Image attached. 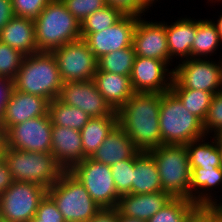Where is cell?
Wrapping results in <instances>:
<instances>
[{
    "instance_id": "6da1fadb",
    "label": "cell",
    "mask_w": 222,
    "mask_h": 222,
    "mask_svg": "<svg viewBox=\"0 0 222 222\" xmlns=\"http://www.w3.org/2000/svg\"><path fill=\"white\" fill-rule=\"evenodd\" d=\"M161 93H134L116 114L118 125L143 152L163 145L160 135Z\"/></svg>"
},
{
    "instance_id": "7a4b0ae2",
    "label": "cell",
    "mask_w": 222,
    "mask_h": 222,
    "mask_svg": "<svg viewBox=\"0 0 222 222\" xmlns=\"http://www.w3.org/2000/svg\"><path fill=\"white\" fill-rule=\"evenodd\" d=\"M38 52H52L81 39V23L61 0H50L34 20Z\"/></svg>"
},
{
    "instance_id": "3957f363",
    "label": "cell",
    "mask_w": 222,
    "mask_h": 222,
    "mask_svg": "<svg viewBox=\"0 0 222 222\" xmlns=\"http://www.w3.org/2000/svg\"><path fill=\"white\" fill-rule=\"evenodd\" d=\"M63 82L52 52H37L24 56L14 78L17 91L38 95L49 102L58 98Z\"/></svg>"
},
{
    "instance_id": "277c9868",
    "label": "cell",
    "mask_w": 222,
    "mask_h": 222,
    "mask_svg": "<svg viewBox=\"0 0 222 222\" xmlns=\"http://www.w3.org/2000/svg\"><path fill=\"white\" fill-rule=\"evenodd\" d=\"M159 123L165 145H186L206 136L203 122L191 114L171 90L161 93Z\"/></svg>"
},
{
    "instance_id": "5b68a950",
    "label": "cell",
    "mask_w": 222,
    "mask_h": 222,
    "mask_svg": "<svg viewBox=\"0 0 222 222\" xmlns=\"http://www.w3.org/2000/svg\"><path fill=\"white\" fill-rule=\"evenodd\" d=\"M3 159L9 166L13 181L33 182L49 189L56 183L64 169L52 153L30 152L5 146Z\"/></svg>"
},
{
    "instance_id": "8992f818",
    "label": "cell",
    "mask_w": 222,
    "mask_h": 222,
    "mask_svg": "<svg viewBox=\"0 0 222 222\" xmlns=\"http://www.w3.org/2000/svg\"><path fill=\"white\" fill-rule=\"evenodd\" d=\"M154 159L163 192L190 200L191 169L185 145H161L147 151Z\"/></svg>"
},
{
    "instance_id": "52a82bcc",
    "label": "cell",
    "mask_w": 222,
    "mask_h": 222,
    "mask_svg": "<svg viewBox=\"0 0 222 222\" xmlns=\"http://www.w3.org/2000/svg\"><path fill=\"white\" fill-rule=\"evenodd\" d=\"M65 222H88L101 207L91 198L84 185L70 171L47 189Z\"/></svg>"
},
{
    "instance_id": "ba28073f",
    "label": "cell",
    "mask_w": 222,
    "mask_h": 222,
    "mask_svg": "<svg viewBox=\"0 0 222 222\" xmlns=\"http://www.w3.org/2000/svg\"><path fill=\"white\" fill-rule=\"evenodd\" d=\"M184 59L173 69L170 89H194L218 93L222 91V59ZM216 62V63H215Z\"/></svg>"
},
{
    "instance_id": "9c48e42d",
    "label": "cell",
    "mask_w": 222,
    "mask_h": 222,
    "mask_svg": "<svg viewBox=\"0 0 222 222\" xmlns=\"http://www.w3.org/2000/svg\"><path fill=\"white\" fill-rule=\"evenodd\" d=\"M85 187L101 208L117 207L121 197L115 188L111 168L94 159L86 158L69 170Z\"/></svg>"
},
{
    "instance_id": "30bf717a",
    "label": "cell",
    "mask_w": 222,
    "mask_h": 222,
    "mask_svg": "<svg viewBox=\"0 0 222 222\" xmlns=\"http://www.w3.org/2000/svg\"><path fill=\"white\" fill-rule=\"evenodd\" d=\"M46 194L47 189L41 185L13 181L0 195V218L9 222H29Z\"/></svg>"
},
{
    "instance_id": "8fae6325",
    "label": "cell",
    "mask_w": 222,
    "mask_h": 222,
    "mask_svg": "<svg viewBox=\"0 0 222 222\" xmlns=\"http://www.w3.org/2000/svg\"><path fill=\"white\" fill-rule=\"evenodd\" d=\"M63 83L93 80L98 60L83 40L66 43L52 51Z\"/></svg>"
},
{
    "instance_id": "7c38bea8",
    "label": "cell",
    "mask_w": 222,
    "mask_h": 222,
    "mask_svg": "<svg viewBox=\"0 0 222 222\" xmlns=\"http://www.w3.org/2000/svg\"><path fill=\"white\" fill-rule=\"evenodd\" d=\"M6 147L51 153L52 122L48 114L12 126L5 133Z\"/></svg>"
},
{
    "instance_id": "4fadbf2b",
    "label": "cell",
    "mask_w": 222,
    "mask_h": 222,
    "mask_svg": "<svg viewBox=\"0 0 222 222\" xmlns=\"http://www.w3.org/2000/svg\"><path fill=\"white\" fill-rule=\"evenodd\" d=\"M137 16L124 15L118 22L96 33H81V39L87 44L98 60L116 50L131 47Z\"/></svg>"
},
{
    "instance_id": "5bb4252c",
    "label": "cell",
    "mask_w": 222,
    "mask_h": 222,
    "mask_svg": "<svg viewBox=\"0 0 222 222\" xmlns=\"http://www.w3.org/2000/svg\"><path fill=\"white\" fill-rule=\"evenodd\" d=\"M58 99L67 105L81 109L91 118L116 114L97 90L93 80L63 83Z\"/></svg>"
},
{
    "instance_id": "9a60e30c",
    "label": "cell",
    "mask_w": 222,
    "mask_h": 222,
    "mask_svg": "<svg viewBox=\"0 0 222 222\" xmlns=\"http://www.w3.org/2000/svg\"><path fill=\"white\" fill-rule=\"evenodd\" d=\"M168 67L164 61L135 56L130 76L135 93L169 91L173 80V69L169 71Z\"/></svg>"
},
{
    "instance_id": "2e32d148",
    "label": "cell",
    "mask_w": 222,
    "mask_h": 222,
    "mask_svg": "<svg viewBox=\"0 0 222 222\" xmlns=\"http://www.w3.org/2000/svg\"><path fill=\"white\" fill-rule=\"evenodd\" d=\"M136 56L161 60L171 65L166 37V22H150L137 17L133 33Z\"/></svg>"
},
{
    "instance_id": "e0dca14e",
    "label": "cell",
    "mask_w": 222,
    "mask_h": 222,
    "mask_svg": "<svg viewBox=\"0 0 222 222\" xmlns=\"http://www.w3.org/2000/svg\"><path fill=\"white\" fill-rule=\"evenodd\" d=\"M49 101L38 95L14 89L5 107L0 129L6 133L12 126L48 114Z\"/></svg>"
},
{
    "instance_id": "ac0fdd59",
    "label": "cell",
    "mask_w": 222,
    "mask_h": 222,
    "mask_svg": "<svg viewBox=\"0 0 222 222\" xmlns=\"http://www.w3.org/2000/svg\"><path fill=\"white\" fill-rule=\"evenodd\" d=\"M51 153L64 171H69L74 165L82 162L85 158L81 132L52 125Z\"/></svg>"
},
{
    "instance_id": "d6986e66",
    "label": "cell",
    "mask_w": 222,
    "mask_h": 222,
    "mask_svg": "<svg viewBox=\"0 0 222 222\" xmlns=\"http://www.w3.org/2000/svg\"><path fill=\"white\" fill-rule=\"evenodd\" d=\"M172 198L169 193L163 191L149 194H125L119 198L116 208L122 216L148 221Z\"/></svg>"
},
{
    "instance_id": "ffe728a7",
    "label": "cell",
    "mask_w": 222,
    "mask_h": 222,
    "mask_svg": "<svg viewBox=\"0 0 222 222\" xmlns=\"http://www.w3.org/2000/svg\"><path fill=\"white\" fill-rule=\"evenodd\" d=\"M139 152L125 130L117 125L90 158L112 166L122 160L134 158Z\"/></svg>"
},
{
    "instance_id": "44dd1931",
    "label": "cell",
    "mask_w": 222,
    "mask_h": 222,
    "mask_svg": "<svg viewBox=\"0 0 222 222\" xmlns=\"http://www.w3.org/2000/svg\"><path fill=\"white\" fill-rule=\"evenodd\" d=\"M93 81L97 90L116 112L122 108L135 93L130 76L100 71L97 68Z\"/></svg>"
},
{
    "instance_id": "7402d4cb",
    "label": "cell",
    "mask_w": 222,
    "mask_h": 222,
    "mask_svg": "<svg viewBox=\"0 0 222 222\" xmlns=\"http://www.w3.org/2000/svg\"><path fill=\"white\" fill-rule=\"evenodd\" d=\"M0 41L20 51L25 56L37 53L34 20L14 16L2 28Z\"/></svg>"
},
{
    "instance_id": "603a6c76",
    "label": "cell",
    "mask_w": 222,
    "mask_h": 222,
    "mask_svg": "<svg viewBox=\"0 0 222 222\" xmlns=\"http://www.w3.org/2000/svg\"><path fill=\"white\" fill-rule=\"evenodd\" d=\"M190 200L196 205H214L217 199L212 197V189L222 186V167H190ZM221 184V185H220Z\"/></svg>"
},
{
    "instance_id": "cb8c5ba5",
    "label": "cell",
    "mask_w": 222,
    "mask_h": 222,
    "mask_svg": "<svg viewBox=\"0 0 222 222\" xmlns=\"http://www.w3.org/2000/svg\"><path fill=\"white\" fill-rule=\"evenodd\" d=\"M196 34V19L180 18L168 25L166 23L167 46L169 57L182 60L191 58V47Z\"/></svg>"
},
{
    "instance_id": "d4e9b609",
    "label": "cell",
    "mask_w": 222,
    "mask_h": 222,
    "mask_svg": "<svg viewBox=\"0 0 222 222\" xmlns=\"http://www.w3.org/2000/svg\"><path fill=\"white\" fill-rule=\"evenodd\" d=\"M163 191L159 171L153 157L140 151L134 157L132 194H149Z\"/></svg>"
},
{
    "instance_id": "484cf974",
    "label": "cell",
    "mask_w": 222,
    "mask_h": 222,
    "mask_svg": "<svg viewBox=\"0 0 222 222\" xmlns=\"http://www.w3.org/2000/svg\"><path fill=\"white\" fill-rule=\"evenodd\" d=\"M117 125V114L89 119L80 130L85 159L93 155Z\"/></svg>"
},
{
    "instance_id": "4316f807",
    "label": "cell",
    "mask_w": 222,
    "mask_h": 222,
    "mask_svg": "<svg viewBox=\"0 0 222 222\" xmlns=\"http://www.w3.org/2000/svg\"><path fill=\"white\" fill-rule=\"evenodd\" d=\"M222 38L212 20H196V34L191 47V58L207 59V56L216 54Z\"/></svg>"
},
{
    "instance_id": "83f0119b",
    "label": "cell",
    "mask_w": 222,
    "mask_h": 222,
    "mask_svg": "<svg viewBox=\"0 0 222 222\" xmlns=\"http://www.w3.org/2000/svg\"><path fill=\"white\" fill-rule=\"evenodd\" d=\"M207 136L186 144L190 167L216 168L222 167V157L214 140L205 142Z\"/></svg>"
},
{
    "instance_id": "f1b7e54d",
    "label": "cell",
    "mask_w": 222,
    "mask_h": 222,
    "mask_svg": "<svg viewBox=\"0 0 222 222\" xmlns=\"http://www.w3.org/2000/svg\"><path fill=\"white\" fill-rule=\"evenodd\" d=\"M48 115L52 125L80 131L91 117L81 109L67 105L58 98L48 104Z\"/></svg>"
},
{
    "instance_id": "f546056e",
    "label": "cell",
    "mask_w": 222,
    "mask_h": 222,
    "mask_svg": "<svg viewBox=\"0 0 222 222\" xmlns=\"http://www.w3.org/2000/svg\"><path fill=\"white\" fill-rule=\"evenodd\" d=\"M135 56L133 45L112 51L98 59V69L100 71L131 76Z\"/></svg>"
},
{
    "instance_id": "4dcf8cb0",
    "label": "cell",
    "mask_w": 222,
    "mask_h": 222,
    "mask_svg": "<svg viewBox=\"0 0 222 222\" xmlns=\"http://www.w3.org/2000/svg\"><path fill=\"white\" fill-rule=\"evenodd\" d=\"M183 106L202 122H204L215 93L194 89H170Z\"/></svg>"
},
{
    "instance_id": "1f68e13d",
    "label": "cell",
    "mask_w": 222,
    "mask_h": 222,
    "mask_svg": "<svg viewBox=\"0 0 222 222\" xmlns=\"http://www.w3.org/2000/svg\"><path fill=\"white\" fill-rule=\"evenodd\" d=\"M124 14L112 6L95 11L81 22V33H96L114 25Z\"/></svg>"
},
{
    "instance_id": "d6a6232c",
    "label": "cell",
    "mask_w": 222,
    "mask_h": 222,
    "mask_svg": "<svg viewBox=\"0 0 222 222\" xmlns=\"http://www.w3.org/2000/svg\"><path fill=\"white\" fill-rule=\"evenodd\" d=\"M196 206L186 198H172L160 211L146 222H184L187 214Z\"/></svg>"
},
{
    "instance_id": "836d02e7",
    "label": "cell",
    "mask_w": 222,
    "mask_h": 222,
    "mask_svg": "<svg viewBox=\"0 0 222 222\" xmlns=\"http://www.w3.org/2000/svg\"><path fill=\"white\" fill-rule=\"evenodd\" d=\"M117 193L132 194L134 158L122 160L110 166Z\"/></svg>"
},
{
    "instance_id": "e575fe53",
    "label": "cell",
    "mask_w": 222,
    "mask_h": 222,
    "mask_svg": "<svg viewBox=\"0 0 222 222\" xmlns=\"http://www.w3.org/2000/svg\"><path fill=\"white\" fill-rule=\"evenodd\" d=\"M24 56L20 51L0 41V77L14 80Z\"/></svg>"
},
{
    "instance_id": "d590c367",
    "label": "cell",
    "mask_w": 222,
    "mask_h": 222,
    "mask_svg": "<svg viewBox=\"0 0 222 222\" xmlns=\"http://www.w3.org/2000/svg\"><path fill=\"white\" fill-rule=\"evenodd\" d=\"M203 127L206 136L212 135L209 134L210 132L214 133L209 138L222 131V91H219L213 96L211 105L209 106L206 118L203 122Z\"/></svg>"
},
{
    "instance_id": "8d00e7d4",
    "label": "cell",
    "mask_w": 222,
    "mask_h": 222,
    "mask_svg": "<svg viewBox=\"0 0 222 222\" xmlns=\"http://www.w3.org/2000/svg\"><path fill=\"white\" fill-rule=\"evenodd\" d=\"M66 9L81 23L88 15L107 6L106 0H61Z\"/></svg>"
},
{
    "instance_id": "74e56055",
    "label": "cell",
    "mask_w": 222,
    "mask_h": 222,
    "mask_svg": "<svg viewBox=\"0 0 222 222\" xmlns=\"http://www.w3.org/2000/svg\"><path fill=\"white\" fill-rule=\"evenodd\" d=\"M158 0H106L108 6L115 7L124 15L140 17ZM143 13V14H142Z\"/></svg>"
},
{
    "instance_id": "f35d334b",
    "label": "cell",
    "mask_w": 222,
    "mask_h": 222,
    "mask_svg": "<svg viewBox=\"0 0 222 222\" xmlns=\"http://www.w3.org/2000/svg\"><path fill=\"white\" fill-rule=\"evenodd\" d=\"M50 0H11L14 15L35 20Z\"/></svg>"
},
{
    "instance_id": "ab89813d",
    "label": "cell",
    "mask_w": 222,
    "mask_h": 222,
    "mask_svg": "<svg viewBox=\"0 0 222 222\" xmlns=\"http://www.w3.org/2000/svg\"><path fill=\"white\" fill-rule=\"evenodd\" d=\"M29 222H65L54 201L46 194L40 201L35 216Z\"/></svg>"
},
{
    "instance_id": "60d3db41",
    "label": "cell",
    "mask_w": 222,
    "mask_h": 222,
    "mask_svg": "<svg viewBox=\"0 0 222 222\" xmlns=\"http://www.w3.org/2000/svg\"><path fill=\"white\" fill-rule=\"evenodd\" d=\"M219 213L214 205H196L184 222H219Z\"/></svg>"
},
{
    "instance_id": "b9f144b4",
    "label": "cell",
    "mask_w": 222,
    "mask_h": 222,
    "mask_svg": "<svg viewBox=\"0 0 222 222\" xmlns=\"http://www.w3.org/2000/svg\"><path fill=\"white\" fill-rule=\"evenodd\" d=\"M14 89V80L0 77V126L2 124L5 107Z\"/></svg>"
},
{
    "instance_id": "7bdbcfd3",
    "label": "cell",
    "mask_w": 222,
    "mask_h": 222,
    "mask_svg": "<svg viewBox=\"0 0 222 222\" xmlns=\"http://www.w3.org/2000/svg\"><path fill=\"white\" fill-rule=\"evenodd\" d=\"M119 211L114 208H101L88 222H118Z\"/></svg>"
},
{
    "instance_id": "ee69618b",
    "label": "cell",
    "mask_w": 222,
    "mask_h": 222,
    "mask_svg": "<svg viewBox=\"0 0 222 222\" xmlns=\"http://www.w3.org/2000/svg\"><path fill=\"white\" fill-rule=\"evenodd\" d=\"M13 183L9 166L4 159L0 160V195Z\"/></svg>"
},
{
    "instance_id": "f6af8a7d",
    "label": "cell",
    "mask_w": 222,
    "mask_h": 222,
    "mask_svg": "<svg viewBox=\"0 0 222 222\" xmlns=\"http://www.w3.org/2000/svg\"><path fill=\"white\" fill-rule=\"evenodd\" d=\"M14 16L11 0H0V32Z\"/></svg>"
},
{
    "instance_id": "bcb514c9",
    "label": "cell",
    "mask_w": 222,
    "mask_h": 222,
    "mask_svg": "<svg viewBox=\"0 0 222 222\" xmlns=\"http://www.w3.org/2000/svg\"><path fill=\"white\" fill-rule=\"evenodd\" d=\"M5 146V133L0 129V160L3 159V151Z\"/></svg>"
},
{
    "instance_id": "7dc6e473",
    "label": "cell",
    "mask_w": 222,
    "mask_h": 222,
    "mask_svg": "<svg viewBox=\"0 0 222 222\" xmlns=\"http://www.w3.org/2000/svg\"><path fill=\"white\" fill-rule=\"evenodd\" d=\"M118 222H146L144 220H140L137 218L129 217V216H122L119 214Z\"/></svg>"
},
{
    "instance_id": "c3c4849f",
    "label": "cell",
    "mask_w": 222,
    "mask_h": 222,
    "mask_svg": "<svg viewBox=\"0 0 222 222\" xmlns=\"http://www.w3.org/2000/svg\"><path fill=\"white\" fill-rule=\"evenodd\" d=\"M219 17H220V18H218V20H217L216 23H215V21H213V22H214V24L216 25L217 30H218L221 38H222V14H221Z\"/></svg>"
},
{
    "instance_id": "681fc988",
    "label": "cell",
    "mask_w": 222,
    "mask_h": 222,
    "mask_svg": "<svg viewBox=\"0 0 222 222\" xmlns=\"http://www.w3.org/2000/svg\"><path fill=\"white\" fill-rule=\"evenodd\" d=\"M222 201V198L220 199ZM214 206L216 207L218 213H219V217L220 220L222 221V202H219L218 204H214Z\"/></svg>"
},
{
    "instance_id": "f907efd6",
    "label": "cell",
    "mask_w": 222,
    "mask_h": 222,
    "mask_svg": "<svg viewBox=\"0 0 222 222\" xmlns=\"http://www.w3.org/2000/svg\"><path fill=\"white\" fill-rule=\"evenodd\" d=\"M214 140L217 144V147H218L221 157H222V141L216 135L214 136Z\"/></svg>"
},
{
    "instance_id": "816d5d0a",
    "label": "cell",
    "mask_w": 222,
    "mask_h": 222,
    "mask_svg": "<svg viewBox=\"0 0 222 222\" xmlns=\"http://www.w3.org/2000/svg\"><path fill=\"white\" fill-rule=\"evenodd\" d=\"M216 136L222 141V131H220Z\"/></svg>"
},
{
    "instance_id": "f5cc1de1",
    "label": "cell",
    "mask_w": 222,
    "mask_h": 222,
    "mask_svg": "<svg viewBox=\"0 0 222 222\" xmlns=\"http://www.w3.org/2000/svg\"><path fill=\"white\" fill-rule=\"evenodd\" d=\"M0 222H9V221L0 218Z\"/></svg>"
},
{
    "instance_id": "db71d44e",
    "label": "cell",
    "mask_w": 222,
    "mask_h": 222,
    "mask_svg": "<svg viewBox=\"0 0 222 222\" xmlns=\"http://www.w3.org/2000/svg\"><path fill=\"white\" fill-rule=\"evenodd\" d=\"M210 1H211V3H212V2H216V1H217V2H219V1H221V0H215V1H213V0H210Z\"/></svg>"
}]
</instances>
